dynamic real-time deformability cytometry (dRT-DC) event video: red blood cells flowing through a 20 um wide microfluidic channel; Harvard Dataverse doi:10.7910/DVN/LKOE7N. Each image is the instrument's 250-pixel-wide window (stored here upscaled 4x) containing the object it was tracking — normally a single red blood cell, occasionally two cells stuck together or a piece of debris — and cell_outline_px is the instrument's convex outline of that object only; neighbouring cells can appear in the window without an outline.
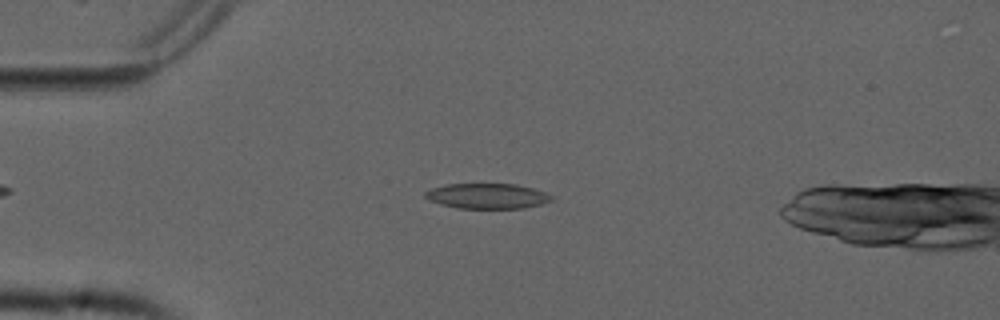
{"species": "common noctule bat (a hibernating species)", "species_latin": "Nyctalus noctula", "temperature_condition": "cold", "stored_images_in_passage": 49, "camera_frame_rate_fps": 3000, "um_per_image_px": 0.085, "animal": {"sex": "male", "forearm_length_mm": 52.5}, "frame": {"image": 1, "passage_image": 13, "time_ms": 4.0, "image_size_px": [1000, 320], "cell_outline_px": [[552, 200], [540, 204], [524, 208], [456, 208], [440, 204], [428, 200], [424, 196], [424, 192], [432, 188], [444, 184], [516, 184], [532, 188], [544, 192], [552, 196]], "centroid_in_image_um": [41.36, 16.66], "position_along_channel_um": 43.6, "area_um2": 18.55}}
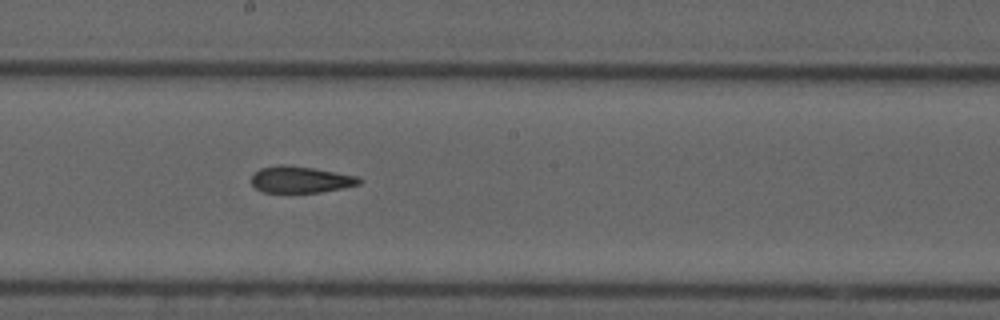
{"frame": {"image": 2, "passage_image": 29, "time_ms": 9.333, "image_size_px": [1000, 320], "cell_outline_px": [[364, 180], [360, 184], [344, 188], [320, 192], [264, 192], [256, 188], [252, 184], [252, 176], [260, 168], [280, 164], [284, 164], [312, 168], [360, 176]], "centroid_in_image_um": [25.6, 15.26], "position_along_channel_um": 222.6, "area_um2": 16.7}}
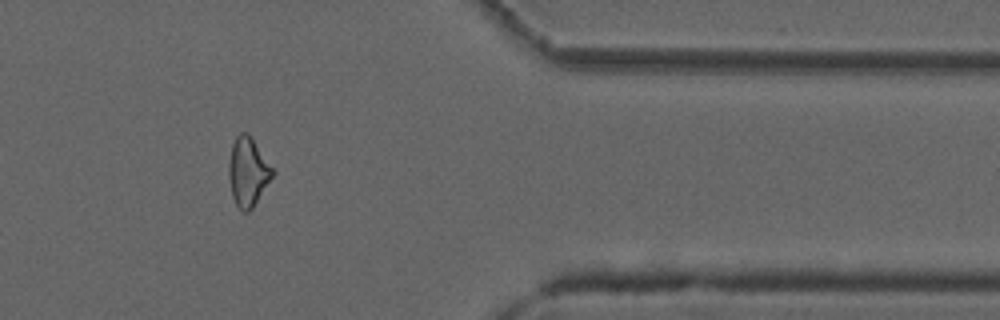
{"frame": {"image": 3, "passage_image": 44, "time_ms": 14.333, "image_size_px": [1000, 320], "cell_outline_px": [[276, 172], [252, 208], [248, 212], [244, 212], [236, 204], [232, 196], [228, 176], [228, 164], [232, 144], [236, 136], [240, 132], [248, 132]], "centroid_in_image_um": [21.07, 14.58], "position_along_channel_um": 390.3, "area_um2": 17.57}, "authors_computed_cell_mechanics": {"area_um2": 18.496, "velocity_mm_per_s": 3.7787, "shape_relaxation_time_tau1_ms": null, "shape_relaxation_time_tau2_ms": 3.0291, "deformation_change_tau1": null, "deformation_change_tau2": 0.1099}}